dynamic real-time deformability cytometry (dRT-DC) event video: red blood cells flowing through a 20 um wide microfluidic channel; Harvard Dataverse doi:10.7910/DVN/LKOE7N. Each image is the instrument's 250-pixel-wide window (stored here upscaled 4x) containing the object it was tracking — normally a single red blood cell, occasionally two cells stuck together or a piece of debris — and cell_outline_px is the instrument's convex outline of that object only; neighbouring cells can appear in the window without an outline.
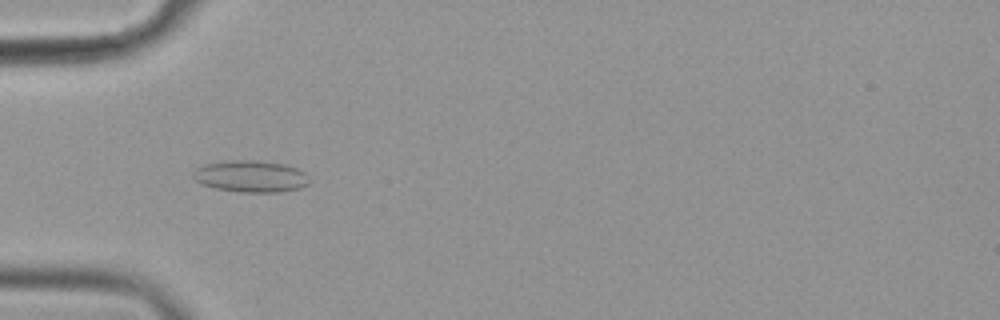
{"species": "common noctule bat (a hibernating species)", "species_latin": "Nyctalus noctula", "temperature_condition": "cold", "stored_images_in_passage": 43, "camera_frame_rate_fps": 3000, "um_per_image_px": 0.085, "animal": {"sex": "female", "body_mass_g": 19.9}, "frame": {"image": 1, "passage_image": 17, "time_ms": 5.333, "image_size_px": [1000, 320], "cell_outline_px": [[312, 180], [308, 184], [300, 188], [280, 192], [240, 192], [216, 188], [200, 184], [192, 176], [192, 172], [196, 168], [204, 164], [236, 160], [256, 160], [284, 164], [296, 168], [304, 172]], "centroid_in_image_um": [21.33, 14.99], "position_along_channel_um": 63.7, "area_um2": 21.56}}
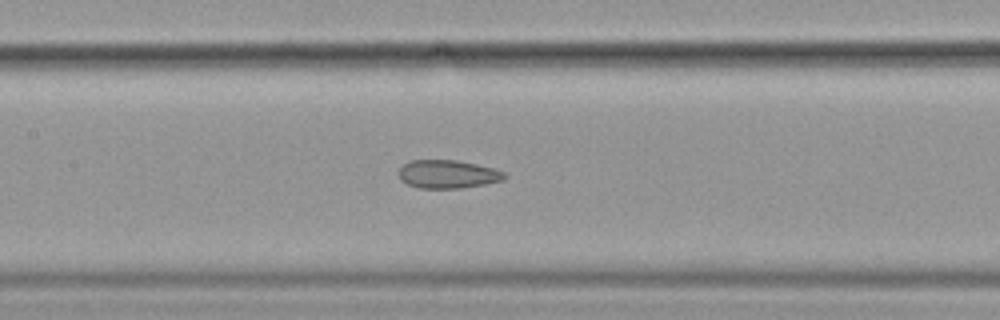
{"frame": {"image": 2, "passage_image": 26, "time_ms": 8.333, "image_size_px": [1000, 320], "cell_outline_px": [[508, 176], [504, 180], [484, 184], [460, 188], [420, 188], [408, 184], [400, 180], [396, 172], [408, 160], [456, 160], [476, 164], [492, 168], [504, 172]], "centroid_in_image_um": [38.02, 14.8], "position_along_channel_um": 169.4, "area_um2": 17.51}}
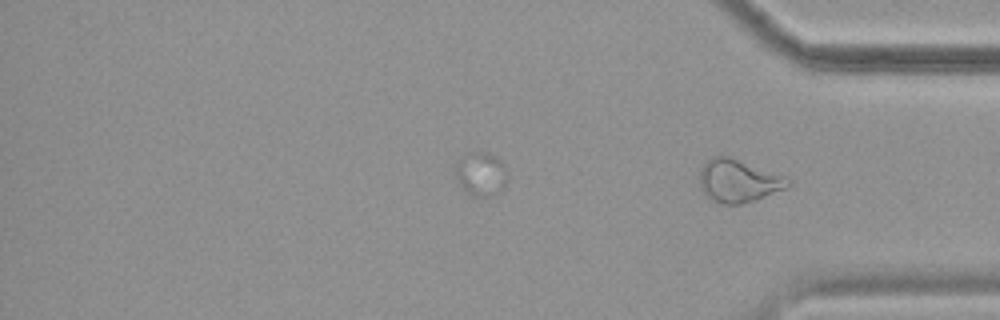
{"frame": {"image": 3, "passage_image": 43, "time_ms": 14.0, "image_size_px": [1000, 320], "cell_outline_px": [[792, 184], [788, 188], [756, 200], [740, 204], [720, 204], [704, 196], [700, 188], [700, 168], [712, 156], [728, 156], [784, 176]], "centroid_in_image_um": [62.74, 15.4], "position_along_channel_um": 372.5, "area_um2": 22.08}, "authors_computed_cell_mechanics": {"area_um2": 19.1896, "velocity_mm_per_s": 3.5977, "shape_relaxation_time_tau1_ms": null, "shape_relaxation_time_tau2_ms": 2.0988, "deformation_change_tau1": null, "deformation_change_tau2": 0.0801}}